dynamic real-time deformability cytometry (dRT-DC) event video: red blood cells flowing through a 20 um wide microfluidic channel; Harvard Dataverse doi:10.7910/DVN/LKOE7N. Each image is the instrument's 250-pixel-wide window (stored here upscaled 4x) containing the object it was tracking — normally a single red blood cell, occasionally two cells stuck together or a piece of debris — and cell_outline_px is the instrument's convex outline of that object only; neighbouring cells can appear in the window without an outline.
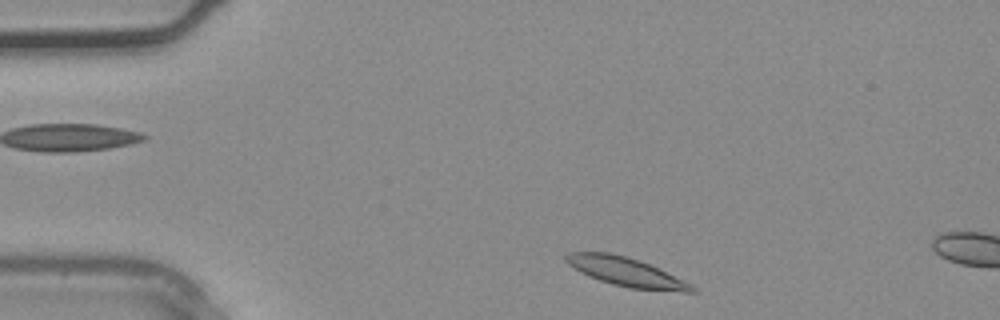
{"species": "common noctule bat (a hibernating species)", "species_latin": "Nyctalus noctula", "temperature_condition": "warm", "stored_images_in_passage": 3, "camera_frame_rate_fps": 3000, "um_per_image_px": 0.085, "animal": {"sex": "male", "body_mass_g": 20.4}, "frame": {"image": 1, "passage_image": 1, "time_ms": 0.0, "image_size_px": [1000, 320], "cell_outline_px": [[696, 292], [684, 292], [628, 288], [612, 284], [588, 276], [572, 268], [564, 260], [564, 256], [568, 252], [608, 252], [628, 256], [640, 260], [660, 268], [692, 284], [696, 288]], "centroid_in_image_um": [53.22, 23.1], "position_along_channel_um": 31.8, "area_um2": 21.5}}